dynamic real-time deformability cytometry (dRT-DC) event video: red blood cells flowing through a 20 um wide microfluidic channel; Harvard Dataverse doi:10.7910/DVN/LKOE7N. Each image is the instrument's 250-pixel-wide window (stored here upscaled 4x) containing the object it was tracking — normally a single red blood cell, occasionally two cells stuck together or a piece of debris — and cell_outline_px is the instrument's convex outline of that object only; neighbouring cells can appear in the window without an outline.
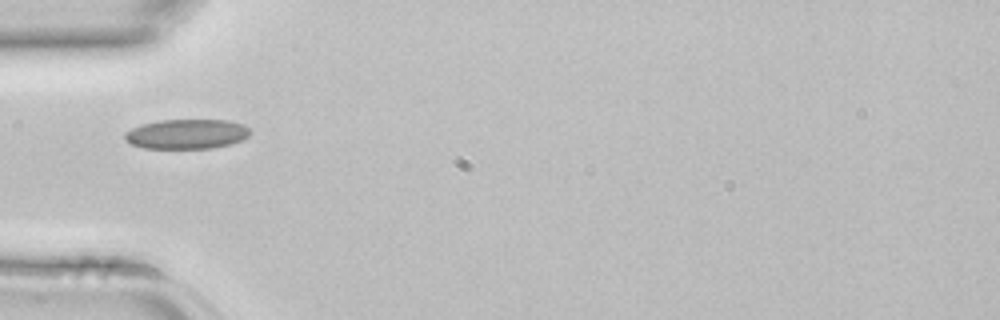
{"species": "common noctule bat (a hibernating species)", "species_latin": "Nyctalus noctula", "temperature_condition": "room temperature", "stored_images_in_passage": 1, "camera_frame_rate_fps": 3000, "um_per_image_px": 0.085, "animal": {"sex": "female", "body_mass_g": 22.7, "forearm_length_mm": 54.2}, "frame": {"image": 1, "passage_image": 1, "time_ms": 0.0, "image_size_px": [1000, 320], "cell_outline_px": [[252, 132], [248, 136], [240, 140], [228, 144], [212, 148], [144, 148], [132, 144], [124, 136], [124, 132], [140, 124], [160, 120], [228, 120], [244, 124]], "centroid_in_image_um": [15.87, 11.38], "position_along_channel_um": 69.1, "area_um2": 21.62}}